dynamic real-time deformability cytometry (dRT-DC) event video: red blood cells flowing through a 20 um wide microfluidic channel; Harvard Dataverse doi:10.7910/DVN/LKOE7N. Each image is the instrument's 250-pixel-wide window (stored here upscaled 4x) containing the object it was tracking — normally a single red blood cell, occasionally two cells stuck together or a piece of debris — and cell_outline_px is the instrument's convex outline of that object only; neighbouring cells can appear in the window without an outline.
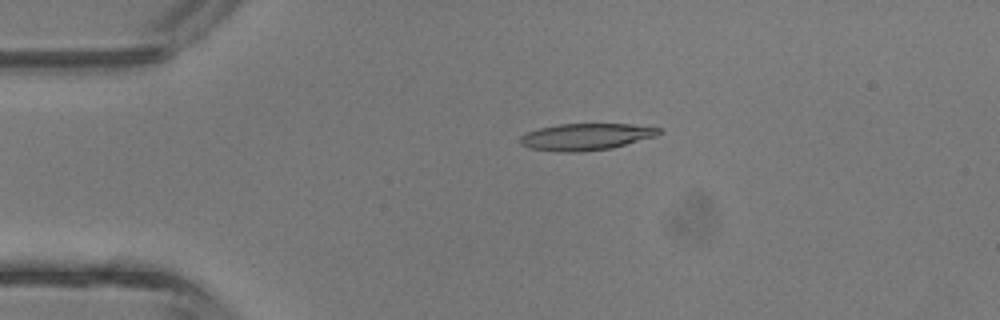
{"species": "common noctule bat (a hibernating species)", "species_latin": "Nyctalus noctula", "temperature_condition": "room temperature", "stored_images_in_passage": 41, "camera_frame_rate_fps": 3000, "um_per_image_px": 0.085, "animal": {"sex": "male", "body_mass_g": 13.3}, "frame": {"image": 1, "passage_image": 9, "time_ms": 2.667, "image_size_px": [1000, 320], "cell_outline_px": [[664, 132], [656, 136], [612, 148], [580, 152], [560, 152], [528, 148], [520, 144], [520, 136], [528, 132], [540, 128], [560, 124], [632, 124], [660, 128]], "centroid_in_image_um": [49.82, 11.63], "position_along_channel_um": 35.2, "area_um2": 21.68}}
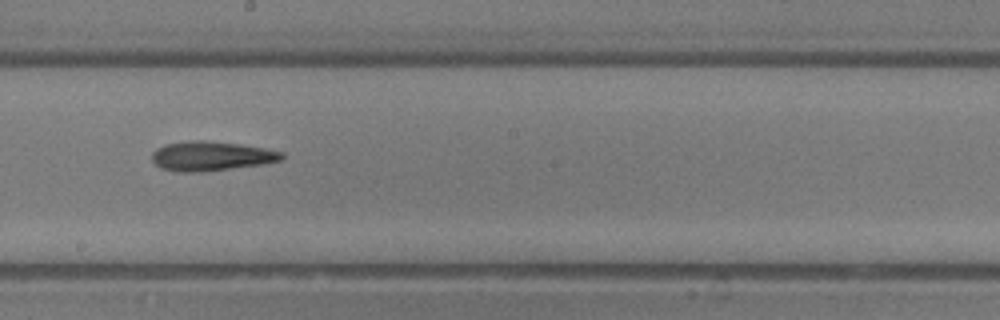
{"frame": {"image": 2, "passage_image": 23, "time_ms": 7.333, "image_size_px": [1000, 320], "cell_outline_px": [[284, 156], [280, 160], [264, 164], [196, 172], [180, 172], [160, 168], [152, 160], [152, 152], [156, 148], [168, 144], [192, 140], [208, 140], [240, 144], [264, 148], [284, 152]], "centroid_in_image_um": [17.95, 13.26], "position_along_channel_um": 230.3, "area_um2": 22.14}}
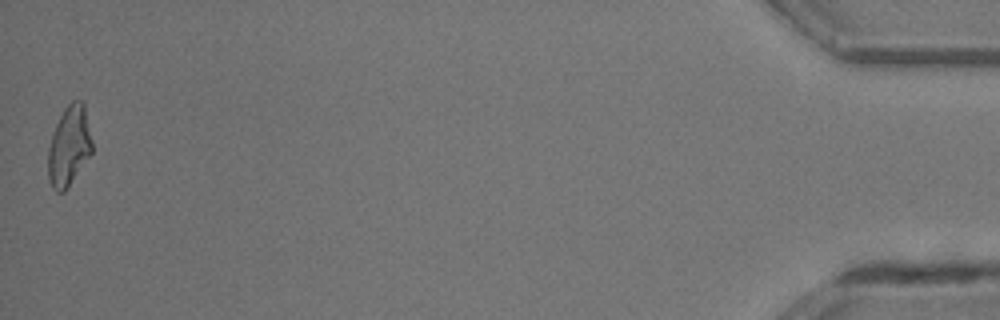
{"frame": {"image": 3, "passage_image": 41, "time_ms": 13.333, "image_size_px": [1000, 320], "cell_outline_px": [[92, 152], [68, 188], [64, 192], [56, 192], [52, 188], [48, 180], [48, 148], [56, 124], [64, 108], [72, 100], [84, 100], [92, 140]], "centroid_in_image_um": [5.88, 12.41], "position_along_channel_um": 429.3, "area_um2": 20.69}}